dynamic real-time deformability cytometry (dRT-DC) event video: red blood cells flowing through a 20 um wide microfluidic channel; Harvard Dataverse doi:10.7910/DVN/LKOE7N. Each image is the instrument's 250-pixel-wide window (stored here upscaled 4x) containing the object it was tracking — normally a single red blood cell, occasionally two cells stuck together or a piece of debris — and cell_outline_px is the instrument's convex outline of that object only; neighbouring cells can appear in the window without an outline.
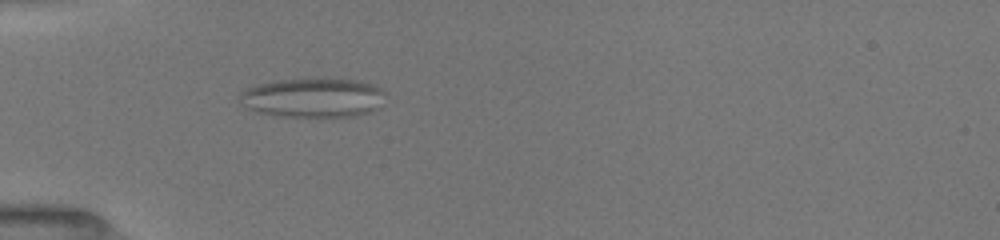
{"species": "common noctule bat (a hibernating species)", "species_latin": "Nyctalus noctula", "temperature_condition": "room temperature", "stored_images_in_passage": 88, "camera_frame_rate_fps": 3000, "um_per_image_px": 0.085, "animal": {"sex": "female", "body_mass_g": 19.5, "forearm_length_mm": 54.1}, "frame": {"image": 1, "passage_image": 36, "time_ms": 5.667, "image_size_px": [1000, 240], "cell_outline_px": [[384, 92], [380, 108], [356, 116], [280, 116], [256, 112], [244, 108], [236, 96], [244, 88], [260, 84], [280, 80], [352, 80], [372, 84], [380, 88]], "centroid_in_image_um": [26.53, 8.33], "position_along_channel_um": 58.5, "area_um2": 33.06}}
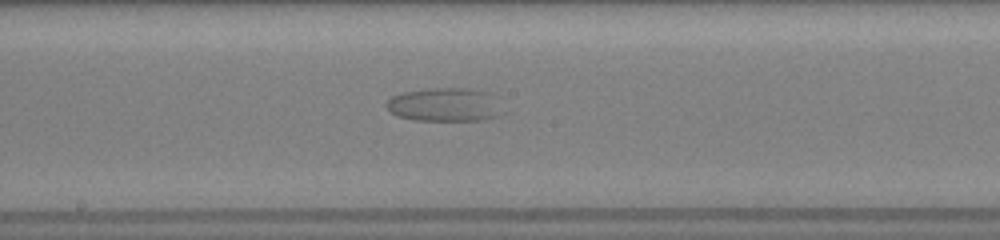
{"frame": {"image": 2, "passage_image": 61, "time_ms": 10.0, "image_size_px": [1000, 240], "cell_outline_px": [[496, 116], [480, 120], [416, 120], [400, 116], [392, 112], [384, 104], [392, 96], [404, 92], [432, 88], [468, 88], [488, 92]], "centroid_in_image_um": [37.62, 8.89], "position_along_channel_um": 210.6, "area_um2": 21.56}}
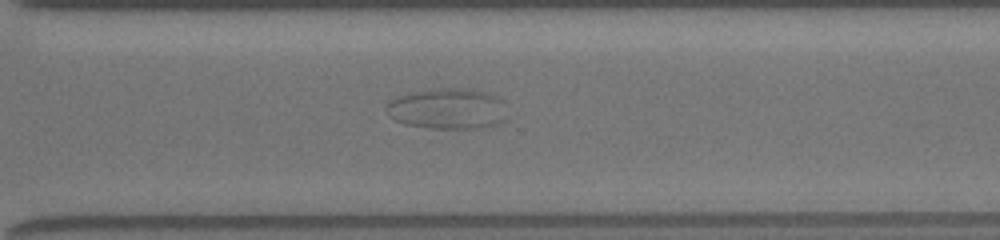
{"frame": {"image": 3, "passage_image": 81, "time_ms": 13.333, "image_size_px": [1000, 240], "cell_outline_px": [[508, 120], [484, 128], [432, 128], [404, 124], [388, 116], [384, 108], [392, 100], [400, 96], [412, 92], [432, 88], [472, 88], [500, 96]], "centroid_in_image_um": [38.08, 9.23], "position_along_channel_um": 332.5, "area_um2": 29.07}}